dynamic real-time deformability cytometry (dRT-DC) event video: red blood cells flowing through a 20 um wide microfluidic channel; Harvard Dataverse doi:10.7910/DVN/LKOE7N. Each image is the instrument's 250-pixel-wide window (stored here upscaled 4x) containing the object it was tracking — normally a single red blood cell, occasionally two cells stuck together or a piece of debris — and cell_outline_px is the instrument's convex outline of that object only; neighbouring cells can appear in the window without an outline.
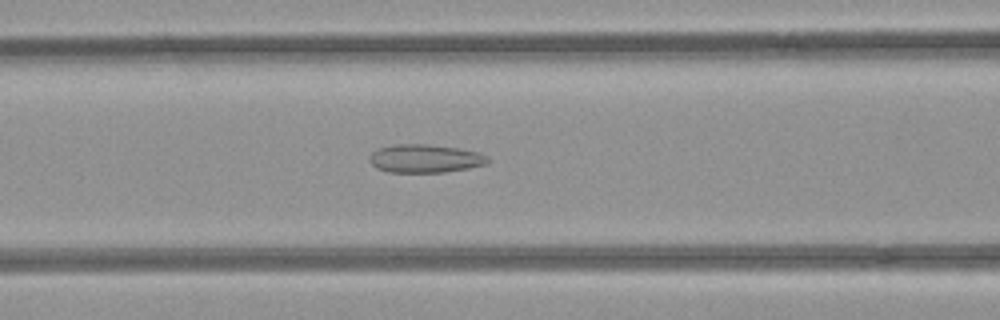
{"species": "common noctule bat (a hibernating species)", "species_latin": "Nyctalus noctula", "temperature_condition": "room temperature", "stored_images_in_passage": 53, "camera_frame_rate_fps": 3000, "um_per_image_px": 0.085, "animal": {"sex": "female", "body_mass_g": 21.9}, "frame": {"image": 1, "passage_image": 22, "time_ms": 7.0, "image_size_px": [1000, 320], "cell_outline_px": [[488, 160], [484, 164], [468, 168], [444, 172], [388, 172], [376, 168], [372, 164], [372, 152], [380, 148], [396, 144], [428, 144], [456, 148], [476, 152], [488, 156]], "centroid_in_image_um": [36.12, 13.48], "position_along_channel_um": 130.5, "area_um2": 19.07}}
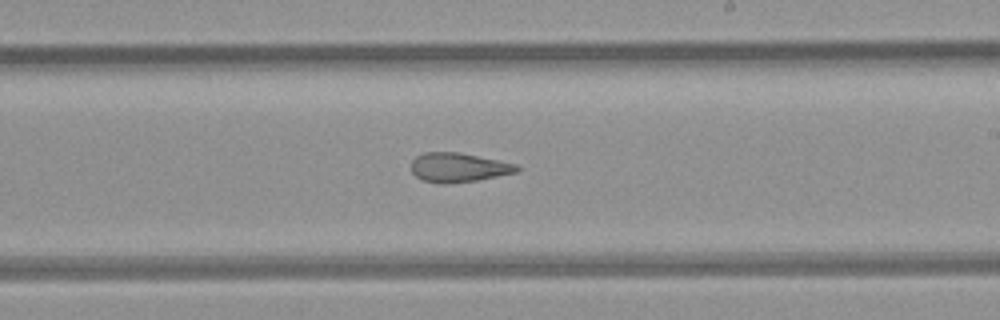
{"frame": {"image": 2, "passage_image": 31, "time_ms": 10.0, "image_size_px": [1000, 320], "cell_outline_px": [[520, 172], [476, 180], [448, 184], [440, 184], [420, 180], [412, 172], [412, 160], [416, 156], [424, 152], [460, 152], [516, 164], [520, 168]], "centroid_in_image_um": [38.96, 14.24], "position_along_channel_um": 250.0, "area_um2": 18.15}}
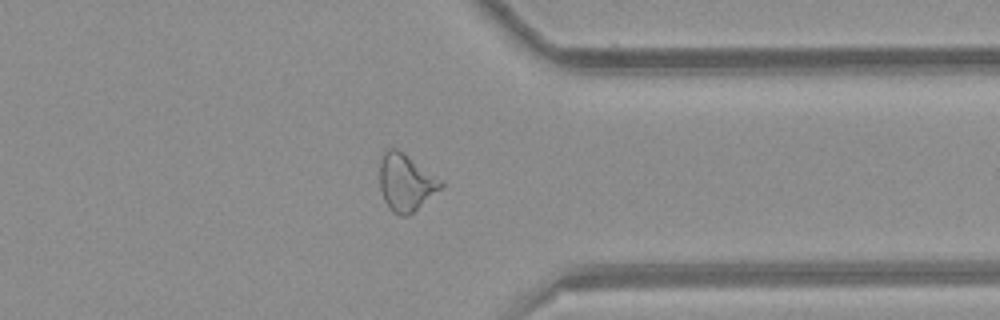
{"frame": {"image": 3, "passage_image": 41, "time_ms": 13.333, "image_size_px": [1000, 320], "cell_outline_px": [[444, 184], [440, 188], [408, 216], [400, 216], [392, 212], [388, 208], [384, 200], [380, 188], [380, 160], [384, 152], [388, 148], [396, 148], [444, 180]], "centroid_in_image_um": [34.48, 15.51], "position_along_channel_um": 376.9, "area_um2": 20.23}, "authors_computed_cell_mechanics": {"area_um2": 21.675, "velocity_mm_per_s": 3.9828, "shape_relaxation_time_tau1_ms": null, "shape_relaxation_time_tau2_ms": 2.7323, "deformation_change_tau1": null, "deformation_change_tau2": 0.1248}}